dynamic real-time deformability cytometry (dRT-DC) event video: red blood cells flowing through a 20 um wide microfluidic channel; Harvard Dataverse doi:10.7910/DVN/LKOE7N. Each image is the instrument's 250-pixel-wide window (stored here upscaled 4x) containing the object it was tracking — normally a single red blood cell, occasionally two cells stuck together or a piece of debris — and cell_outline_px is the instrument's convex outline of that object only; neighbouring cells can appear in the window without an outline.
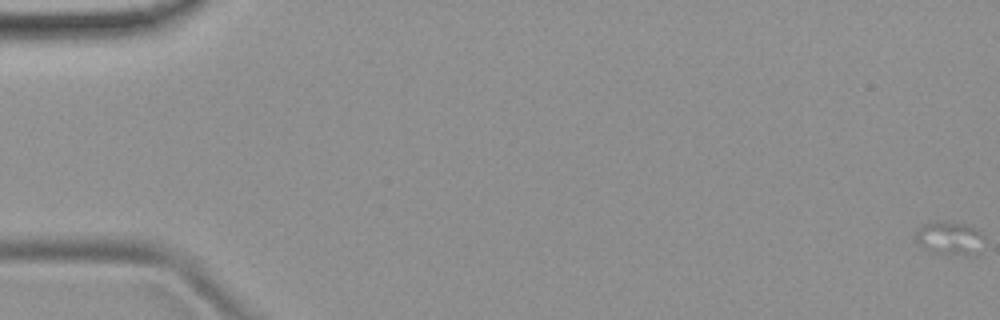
{"species": "common noctule bat (a hibernating species)", "species_latin": "Nyctalus noctula", "temperature_condition": "room temperature", "stored_images_in_passage": 14, "camera_frame_rate_fps": 3000, "um_per_image_px": 0.085, "animal": {"sex": "female", "body_mass_g": 19.9}, "frame": {"image": 1, "passage_image": 1, "time_ms": 0.0, "image_size_px": [1000, 320], "cell_outline_px": [[984, 236], [976, 256], [964, 256], [932, 252], [924, 248], [916, 240], [916, 232], [924, 224], [932, 220], [944, 220], [964, 224], [980, 232]], "centroid_in_image_um": [80.71, 20.25], "position_along_channel_um": 4.3, "area_um2": 13.41}}